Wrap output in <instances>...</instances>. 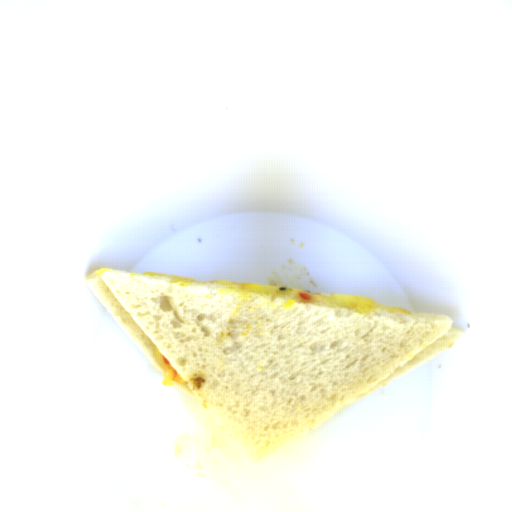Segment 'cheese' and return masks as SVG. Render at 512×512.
<instances>
[{
	"label": "cheese",
	"mask_w": 512,
	"mask_h": 512,
	"mask_svg": "<svg viewBox=\"0 0 512 512\" xmlns=\"http://www.w3.org/2000/svg\"><path fill=\"white\" fill-rule=\"evenodd\" d=\"M154 276H160L165 278H171L176 280H182L187 282L203 283L210 285L226 286L239 289H246L282 298L297 299L315 306H327V307H339L363 311H381V312H398V313H411L405 310L397 309L380 303L367 296H354V295H341V294H327V293H313L303 290H297L287 287L277 286H266L256 284H246L234 281H199L182 275L161 273V272H149L143 273ZM306 292L313 297V301L304 300L298 294L299 292Z\"/></svg>",
	"instance_id": "obj_1"
}]
</instances>
